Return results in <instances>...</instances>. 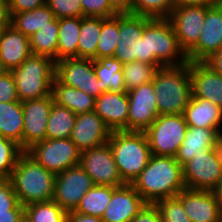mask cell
I'll return each mask as SVG.
<instances>
[{
	"label": "cell",
	"instance_id": "cell-1",
	"mask_svg": "<svg viewBox=\"0 0 222 222\" xmlns=\"http://www.w3.org/2000/svg\"><path fill=\"white\" fill-rule=\"evenodd\" d=\"M131 185L149 204L176 197L185 188L183 167L174 157L151 155Z\"/></svg>",
	"mask_w": 222,
	"mask_h": 222
},
{
	"label": "cell",
	"instance_id": "cell-2",
	"mask_svg": "<svg viewBox=\"0 0 222 222\" xmlns=\"http://www.w3.org/2000/svg\"><path fill=\"white\" fill-rule=\"evenodd\" d=\"M56 175L37 163L25 151L19 156L9 178L18 202L26 206L53 199Z\"/></svg>",
	"mask_w": 222,
	"mask_h": 222
},
{
	"label": "cell",
	"instance_id": "cell-3",
	"mask_svg": "<svg viewBox=\"0 0 222 222\" xmlns=\"http://www.w3.org/2000/svg\"><path fill=\"white\" fill-rule=\"evenodd\" d=\"M152 81L158 115L183 114L192 98L189 61L159 68Z\"/></svg>",
	"mask_w": 222,
	"mask_h": 222
},
{
	"label": "cell",
	"instance_id": "cell-4",
	"mask_svg": "<svg viewBox=\"0 0 222 222\" xmlns=\"http://www.w3.org/2000/svg\"><path fill=\"white\" fill-rule=\"evenodd\" d=\"M122 181L132 184L151 157L148 138L142 131H112L107 142Z\"/></svg>",
	"mask_w": 222,
	"mask_h": 222
},
{
	"label": "cell",
	"instance_id": "cell-5",
	"mask_svg": "<svg viewBox=\"0 0 222 222\" xmlns=\"http://www.w3.org/2000/svg\"><path fill=\"white\" fill-rule=\"evenodd\" d=\"M21 102L51 95L55 61L31 54L19 67L11 70Z\"/></svg>",
	"mask_w": 222,
	"mask_h": 222
},
{
	"label": "cell",
	"instance_id": "cell-6",
	"mask_svg": "<svg viewBox=\"0 0 222 222\" xmlns=\"http://www.w3.org/2000/svg\"><path fill=\"white\" fill-rule=\"evenodd\" d=\"M146 47L151 65L162 68L188 63L187 55L180 48L173 27L167 18H152L146 24Z\"/></svg>",
	"mask_w": 222,
	"mask_h": 222
},
{
	"label": "cell",
	"instance_id": "cell-7",
	"mask_svg": "<svg viewBox=\"0 0 222 222\" xmlns=\"http://www.w3.org/2000/svg\"><path fill=\"white\" fill-rule=\"evenodd\" d=\"M152 18L119 13V40L114 57L122 64L133 61L149 63L146 47V24Z\"/></svg>",
	"mask_w": 222,
	"mask_h": 222
},
{
	"label": "cell",
	"instance_id": "cell-8",
	"mask_svg": "<svg viewBox=\"0 0 222 222\" xmlns=\"http://www.w3.org/2000/svg\"><path fill=\"white\" fill-rule=\"evenodd\" d=\"M188 129L183 114L158 115L144 131L152 155L175 157Z\"/></svg>",
	"mask_w": 222,
	"mask_h": 222
},
{
	"label": "cell",
	"instance_id": "cell-9",
	"mask_svg": "<svg viewBox=\"0 0 222 222\" xmlns=\"http://www.w3.org/2000/svg\"><path fill=\"white\" fill-rule=\"evenodd\" d=\"M25 152L55 175L79 165L81 154L70 138L45 139Z\"/></svg>",
	"mask_w": 222,
	"mask_h": 222
},
{
	"label": "cell",
	"instance_id": "cell-10",
	"mask_svg": "<svg viewBox=\"0 0 222 222\" xmlns=\"http://www.w3.org/2000/svg\"><path fill=\"white\" fill-rule=\"evenodd\" d=\"M185 188L214 191L222 180L220 165L214 148L204 149L183 166Z\"/></svg>",
	"mask_w": 222,
	"mask_h": 222
},
{
	"label": "cell",
	"instance_id": "cell-11",
	"mask_svg": "<svg viewBox=\"0 0 222 222\" xmlns=\"http://www.w3.org/2000/svg\"><path fill=\"white\" fill-rule=\"evenodd\" d=\"M55 77L71 86L98 98L103 91L98 85L94 71V60L85 58H64L55 62Z\"/></svg>",
	"mask_w": 222,
	"mask_h": 222
},
{
	"label": "cell",
	"instance_id": "cell-12",
	"mask_svg": "<svg viewBox=\"0 0 222 222\" xmlns=\"http://www.w3.org/2000/svg\"><path fill=\"white\" fill-rule=\"evenodd\" d=\"M94 185L91 177L80 165L68 168L56 175L52 200L66 212L74 211L82 197Z\"/></svg>",
	"mask_w": 222,
	"mask_h": 222
},
{
	"label": "cell",
	"instance_id": "cell-13",
	"mask_svg": "<svg viewBox=\"0 0 222 222\" xmlns=\"http://www.w3.org/2000/svg\"><path fill=\"white\" fill-rule=\"evenodd\" d=\"M79 165L91 177L95 185L112 187L125 185L119 175L113 153L108 143L82 151Z\"/></svg>",
	"mask_w": 222,
	"mask_h": 222
},
{
	"label": "cell",
	"instance_id": "cell-14",
	"mask_svg": "<svg viewBox=\"0 0 222 222\" xmlns=\"http://www.w3.org/2000/svg\"><path fill=\"white\" fill-rule=\"evenodd\" d=\"M54 100L52 94L47 97L22 102L24 127L22 150L26 151L35 143L46 139V127Z\"/></svg>",
	"mask_w": 222,
	"mask_h": 222
},
{
	"label": "cell",
	"instance_id": "cell-15",
	"mask_svg": "<svg viewBox=\"0 0 222 222\" xmlns=\"http://www.w3.org/2000/svg\"><path fill=\"white\" fill-rule=\"evenodd\" d=\"M205 16L206 7L184 6L175 7L167 18L185 54L197 44Z\"/></svg>",
	"mask_w": 222,
	"mask_h": 222
},
{
	"label": "cell",
	"instance_id": "cell-16",
	"mask_svg": "<svg viewBox=\"0 0 222 222\" xmlns=\"http://www.w3.org/2000/svg\"><path fill=\"white\" fill-rule=\"evenodd\" d=\"M129 99L128 131H146L158 116L153 81L127 92Z\"/></svg>",
	"mask_w": 222,
	"mask_h": 222
},
{
	"label": "cell",
	"instance_id": "cell-17",
	"mask_svg": "<svg viewBox=\"0 0 222 222\" xmlns=\"http://www.w3.org/2000/svg\"><path fill=\"white\" fill-rule=\"evenodd\" d=\"M222 48V3L206 8V16L197 44L186 54L190 62H203Z\"/></svg>",
	"mask_w": 222,
	"mask_h": 222
},
{
	"label": "cell",
	"instance_id": "cell-18",
	"mask_svg": "<svg viewBox=\"0 0 222 222\" xmlns=\"http://www.w3.org/2000/svg\"><path fill=\"white\" fill-rule=\"evenodd\" d=\"M176 197L191 222H222V209L214 191L184 188Z\"/></svg>",
	"mask_w": 222,
	"mask_h": 222
},
{
	"label": "cell",
	"instance_id": "cell-19",
	"mask_svg": "<svg viewBox=\"0 0 222 222\" xmlns=\"http://www.w3.org/2000/svg\"><path fill=\"white\" fill-rule=\"evenodd\" d=\"M111 132L99 115L92 111L76 116L70 139L82 152L106 144Z\"/></svg>",
	"mask_w": 222,
	"mask_h": 222
},
{
	"label": "cell",
	"instance_id": "cell-20",
	"mask_svg": "<svg viewBox=\"0 0 222 222\" xmlns=\"http://www.w3.org/2000/svg\"><path fill=\"white\" fill-rule=\"evenodd\" d=\"M147 202L131 184L117 187L106 207L101 220L103 222H131Z\"/></svg>",
	"mask_w": 222,
	"mask_h": 222
},
{
	"label": "cell",
	"instance_id": "cell-21",
	"mask_svg": "<svg viewBox=\"0 0 222 222\" xmlns=\"http://www.w3.org/2000/svg\"><path fill=\"white\" fill-rule=\"evenodd\" d=\"M94 111L111 131H128V93L103 92L95 101Z\"/></svg>",
	"mask_w": 222,
	"mask_h": 222
},
{
	"label": "cell",
	"instance_id": "cell-22",
	"mask_svg": "<svg viewBox=\"0 0 222 222\" xmlns=\"http://www.w3.org/2000/svg\"><path fill=\"white\" fill-rule=\"evenodd\" d=\"M192 97L209 100L222 108V76L203 62H190Z\"/></svg>",
	"mask_w": 222,
	"mask_h": 222
},
{
	"label": "cell",
	"instance_id": "cell-23",
	"mask_svg": "<svg viewBox=\"0 0 222 222\" xmlns=\"http://www.w3.org/2000/svg\"><path fill=\"white\" fill-rule=\"evenodd\" d=\"M31 54L29 38L7 25L0 38V59L7 71L19 67Z\"/></svg>",
	"mask_w": 222,
	"mask_h": 222
},
{
	"label": "cell",
	"instance_id": "cell-24",
	"mask_svg": "<svg viewBox=\"0 0 222 222\" xmlns=\"http://www.w3.org/2000/svg\"><path fill=\"white\" fill-rule=\"evenodd\" d=\"M183 115L187 126L215 128L222 133V108L209 100L192 97Z\"/></svg>",
	"mask_w": 222,
	"mask_h": 222
},
{
	"label": "cell",
	"instance_id": "cell-25",
	"mask_svg": "<svg viewBox=\"0 0 222 222\" xmlns=\"http://www.w3.org/2000/svg\"><path fill=\"white\" fill-rule=\"evenodd\" d=\"M219 134L215 128L188 126L185 138L174 158L183 167L193 156L200 154L202 150L214 148Z\"/></svg>",
	"mask_w": 222,
	"mask_h": 222
},
{
	"label": "cell",
	"instance_id": "cell-26",
	"mask_svg": "<svg viewBox=\"0 0 222 222\" xmlns=\"http://www.w3.org/2000/svg\"><path fill=\"white\" fill-rule=\"evenodd\" d=\"M51 94L54 102L70 109L76 115L92 112L95 109L96 98L61 83L56 77H54L52 82Z\"/></svg>",
	"mask_w": 222,
	"mask_h": 222
},
{
	"label": "cell",
	"instance_id": "cell-27",
	"mask_svg": "<svg viewBox=\"0 0 222 222\" xmlns=\"http://www.w3.org/2000/svg\"><path fill=\"white\" fill-rule=\"evenodd\" d=\"M123 64L119 59L103 57L94 60V71L103 92H124Z\"/></svg>",
	"mask_w": 222,
	"mask_h": 222
},
{
	"label": "cell",
	"instance_id": "cell-28",
	"mask_svg": "<svg viewBox=\"0 0 222 222\" xmlns=\"http://www.w3.org/2000/svg\"><path fill=\"white\" fill-rule=\"evenodd\" d=\"M22 102H0V136L11 139L22 149L24 127Z\"/></svg>",
	"mask_w": 222,
	"mask_h": 222
},
{
	"label": "cell",
	"instance_id": "cell-29",
	"mask_svg": "<svg viewBox=\"0 0 222 222\" xmlns=\"http://www.w3.org/2000/svg\"><path fill=\"white\" fill-rule=\"evenodd\" d=\"M55 18L53 11L43 5L30 11L12 14L10 25L29 38Z\"/></svg>",
	"mask_w": 222,
	"mask_h": 222
},
{
	"label": "cell",
	"instance_id": "cell-30",
	"mask_svg": "<svg viewBox=\"0 0 222 222\" xmlns=\"http://www.w3.org/2000/svg\"><path fill=\"white\" fill-rule=\"evenodd\" d=\"M81 17L59 18L57 61L64 58H78V38Z\"/></svg>",
	"mask_w": 222,
	"mask_h": 222
},
{
	"label": "cell",
	"instance_id": "cell-31",
	"mask_svg": "<svg viewBox=\"0 0 222 222\" xmlns=\"http://www.w3.org/2000/svg\"><path fill=\"white\" fill-rule=\"evenodd\" d=\"M59 19L55 18L49 25L29 37L32 54L45 56L57 62Z\"/></svg>",
	"mask_w": 222,
	"mask_h": 222
},
{
	"label": "cell",
	"instance_id": "cell-32",
	"mask_svg": "<svg viewBox=\"0 0 222 222\" xmlns=\"http://www.w3.org/2000/svg\"><path fill=\"white\" fill-rule=\"evenodd\" d=\"M101 28V17H81V28L78 38V58L96 60V50Z\"/></svg>",
	"mask_w": 222,
	"mask_h": 222
},
{
	"label": "cell",
	"instance_id": "cell-33",
	"mask_svg": "<svg viewBox=\"0 0 222 222\" xmlns=\"http://www.w3.org/2000/svg\"><path fill=\"white\" fill-rule=\"evenodd\" d=\"M116 188L94 185L82 197L74 212L101 218Z\"/></svg>",
	"mask_w": 222,
	"mask_h": 222
},
{
	"label": "cell",
	"instance_id": "cell-34",
	"mask_svg": "<svg viewBox=\"0 0 222 222\" xmlns=\"http://www.w3.org/2000/svg\"><path fill=\"white\" fill-rule=\"evenodd\" d=\"M76 116L70 109L53 102L46 127V139L70 138Z\"/></svg>",
	"mask_w": 222,
	"mask_h": 222
},
{
	"label": "cell",
	"instance_id": "cell-35",
	"mask_svg": "<svg viewBox=\"0 0 222 222\" xmlns=\"http://www.w3.org/2000/svg\"><path fill=\"white\" fill-rule=\"evenodd\" d=\"M119 13L102 18V28L98 39L96 59L113 57L119 40Z\"/></svg>",
	"mask_w": 222,
	"mask_h": 222
},
{
	"label": "cell",
	"instance_id": "cell-36",
	"mask_svg": "<svg viewBox=\"0 0 222 222\" xmlns=\"http://www.w3.org/2000/svg\"><path fill=\"white\" fill-rule=\"evenodd\" d=\"M157 65L133 61L123 64V79L126 92L132 91L142 84L148 83L154 79Z\"/></svg>",
	"mask_w": 222,
	"mask_h": 222
},
{
	"label": "cell",
	"instance_id": "cell-37",
	"mask_svg": "<svg viewBox=\"0 0 222 222\" xmlns=\"http://www.w3.org/2000/svg\"><path fill=\"white\" fill-rule=\"evenodd\" d=\"M24 214L31 222H67V212L53 200L26 205Z\"/></svg>",
	"mask_w": 222,
	"mask_h": 222
},
{
	"label": "cell",
	"instance_id": "cell-38",
	"mask_svg": "<svg viewBox=\"0 0 222 222\" xmlns=\"http://www.w3.org/2000/svg\"><path fill=\"white\" fill-rule=\"evenodd\" d=\"M174 8V0H133L132 2V14L149 18H168Z\"/></svg>",
	"mask_w": 222,
	"mask_h": 222
},
{
	"label": "cell",
	"instance_id": "cell-39",
	"mask_svg": "<svg viewBox=\"0 0 222 222\" xmlns=\"http://www.w3.org/2000/svg\"><path fill=\"white\" fill-rule=\"evenodd\" d=\"M24 151L15 141L0 136V178H10L19 156Z\"/></svg>",
	"mask_w": 222,
	"mask_h": 222
},
{
	"label": "cell",
	"instance_id": "cell-40",
	"mask_svg": "<svg viewBox=\"0 0 222 222\" xmlns=\"http://www.w3.org/2000/svg\"><path fill=\"white\" fill-rule=\"evenodd\" d=\"M155 205L161 213L163 222H191L177 197L161 199Z\"/></svg>",
	"mask_w": 222,
	"mask_h": 222
},
{
	"label": "cell",
	"instance_id": "cell-41",
	"mask_svg": "<svg viewBox=\"0 0 222 222\" xmlns=\"http://www.w3.org/2000/svg\"><path fill=\"white\" fill-rule=\"evenodd\" d=\"M46 5L53 11L57 19L83 17L80 0H46Z\"/></svg>",
	"mask_w": 222,
	"mask_h": 222
},
{
	"label": "cell",
	"instance_id": "cell-42",
	"mask_svg": "<svg viewBox=\"0 0 222 222\" xmlns=\"http://www.w3.org/2000/svg\"><path fill=\"white\" fill-rule=\"evenodd\" d=\"M83 17L109 18L118 14L108 0H80Z\"/></svg>",
	"mask_w": 222,
	"mask_h": 222
},
{
	"label": "cell",
	"instance_id": "cell-43",
	"mask_svg": "<svg viewBox=\"0 0 222 222\" xmlns=\"http://www.w3.org/2000/svg\"><path fill=\"white\" fill-rule=\"evenodd\" d=\"M18 203L11 180L0 178V213H8V210H12Z\"/></svg>",
	"mask_w": 222,
	"mask_h": 222
},
{
	"label": "cell",
	"instance_id": "cell-44",
	"mask_svg": "<svg viewBox=\"0 0 222 222\" xmlns=\"http://www.w3.org/2000/svg\"><path fill=\"white\" fill-rule=\"evenodd\" d=\"M19 101V96L13 74L11 71H6L0 75V102Z\"/></svg>",
	"mask_w": 222,
	"mask_h": 222
},
{
	"label": "cell",
	"instance_id": "cell-45",
	"mask_svg": "<svg viewBox=\"0 0 222 222\" xmlns=\"http://www.w3.org/2000/svg\"><path fill=\"white\" fill-rule=\"evenodd\" d=\"M131 222H163V220L158 207L147 203Z\"/></svg>",
	"mask_w": 222,
	"mask_h": 222
},
{
	"label": "cell",
	"instance_id": "cell-46",
	"mask_svg": "<svg viewBox=\"0 0 222 222\" xmlns=\"http://www.w3.org/2000/svg\"><path fill=\"white\" fill-rule=\"evenodd\" d=\"M10 16L46 5V0H8Z\"/></svg>",
	"mask_w": 222,
	"mask_h": 222
},
{
	"label": "cell",
	"instance_id": "cell-47",
	"mask_svg": "<svg viewBox=\"0 0 222 222\" xmlns=\"http://www.w3.org/2000/svg\"><path fill=\"white\" fill-rule=\"evenodd\" d=\"M203 63L212 71L222 76V48L212 53L203 61Z\"/></svg>",
	"mask_w": 222,
	"mask_h": 222
},
{
	"label": "cell",
	"instance_id": "cell-48",
	"mask_svg": "<svg viewBox=\"0 0 222 222\" xmlns=\"http://www.w3.org/2000/svg\"><path fill=\"white\" fill-rule=\"evenodd\" d=\"M222 3V0H174L175 7L196 6L212 7Z\"/></svg>",
	"mask_w": 222,
	"mask_h": 222
},
{
	"label": "cell",
	"instance_id": "cell-49",
	"mask_svg": "<svg viewBox=\"0 0 222 222\" xmlns=\"http://www.w3.org/2000/svg\"><path fill=\"white\" fill-rule=\"evenodd\" d=\"M24 215V206L18 203L12 210H8V213H0V222H18Z\"/></svg>",
	"mask_w": 222,
	"mask_h": 222
},
{
	"label": "cell",
	"instance_id": "cell-50",
	"mask_svg": "<svg viewBox=\"0 0 222 222\" xmlns=\"http://www.w3.org/2000/svg\"><path fill=\"white\" fill-rule=\"evenodd\" d=\"M67 222H103L101 218L74 211L67 212Z\"/></svg>",
	"mask_w": 222,
	"mask_h": 222
},
{
	"label": "cell",
	"instance_id": "cell-51",
	"mask_svg": "<svg viewBox=\"0 0 222 222\" xmlns=\"http://www.w3.org/2000/svg\"><path fill=\"white\" fill-rule=\"evenodd\" d=\"M118 13H132L133 0H108Z\"/></svg>",
	"mask_w": 222,
	"mask_h": 222
},
{
	"label": "cell",
	"instance_id": "cell-52",
	"mask_svg": "<svg viewBox=\"0 0 222 222\" xmlns=\"http://www.w3.org/2000/svg\"><path fill=\"white\" fill-rule=\"evenodd\" d=\"M8 0H0V21H10Z\"/></svg>",
	"mask_w": 222,
	"mask_h": 222
},
{
	"label": "cell",
	"instance_id": "cell-53",
	"mask_svg": "<svg viewBox=\"0 0 222 222\" xmlns=\"http://www.w3.org/2000/svg\"><path fill=\"white\" fill-rule=\"evenodd\" d=\"M214 149L217 154L218 161L222 166V133H220L216 139Z\"/></svg>",
	"mask_w": 222,
	"mask_h": 222
},
{
	"label": "cell",
	"instance_id": "cell-54",
	"mask_svg": "<svg viewBox=\"0 0 222 222\" xmlns=\"http://www.w3.org/2000/svg\"><path fill=\"white\" fill-rule=\"evenodd\" d=\"M214 193H215L217 200L219 201L221 209H222V180L218 184L217 188L214 190Z\"/></svg>",
	"mask_w": 222,
	"mask_h": 222
},
{
	"label": "cell",
	"instance_id": "cell-55",
	"mask_svg": "<svg viewBox=\"0 0 222 222\" xmlns=\"http://www.w3.org/2000/svg\"><path fill=\"white\" fill-rule=\"evenodd\" d=\"M10 24V21H0V38L2 36V33L4 29L7 27V25Z\"/></svg>",
	"mask_w": 222,
	"mask_h": 222
},
{
	"label": "cell",
	"instance_id": "cell-56",
	"mask_svg": "<svg viewBox=\"0 0 222 222\" xmlns=\"http://www.w3.org/2000/svg\"><path fill=\"white\" fill-rule=\"evenodd\" d=\"M7 69L3 66L2 61L0 59V75L4 74Z\"/></svg>",
	"mask_w": 222,
	"mask_h": 222
},
{
	"label": "cell",
	"instance_id": "cell-57",
	"mask_svg": "<svg viewBox=\"0 0 222 222\" xmlns=\"http://www.w3.org/2000/svg\"><path fill=\"white\" fill-rule=\"evenodd\" d=\"M18 222H31L29 219H28V217L24 214L20 219H19V221Z\"/></svg>",
	"mask_w": 222,
	"mask_h": 222
}]
</instances>
